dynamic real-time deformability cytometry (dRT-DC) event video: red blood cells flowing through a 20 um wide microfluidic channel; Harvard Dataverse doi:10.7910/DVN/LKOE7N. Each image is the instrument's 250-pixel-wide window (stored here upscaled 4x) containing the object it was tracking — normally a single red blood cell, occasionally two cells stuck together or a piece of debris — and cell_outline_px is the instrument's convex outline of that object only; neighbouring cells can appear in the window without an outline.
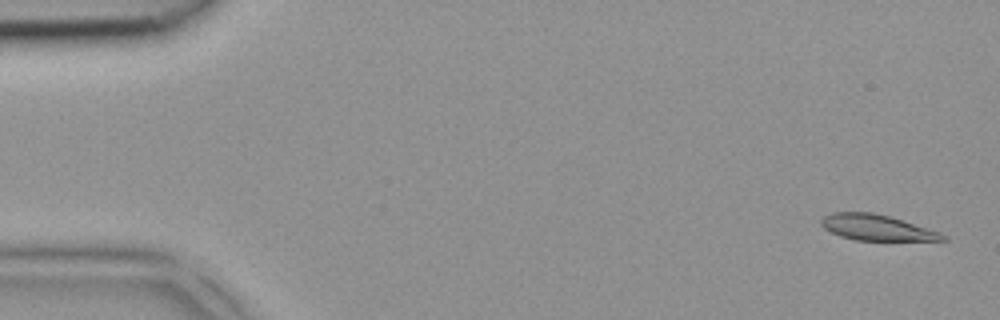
{"species": "common noctule bat (a hibernating species)", "species_latin": "Nyctalus noctula", "temperature_condition": "room temperature", "stored_images_in_passage": 3, "camera_frame_rate_fps": 3000, "um_per_image_px": 0.085, "animal": {"sex": "female", "body_mass_g": 18.4}, "frame": {"image": 1, "passage_image": 1, "time_ms": 0.0, "image_size_px": [1000, 320], "cell_outline_px": [[948, 240], [856, 240], [840, 236], [824, 228], [820, 224], [820, 220], [824, 216], [832, 212], [872, 212], [888, 216], [940, 232], [948, 236]], "centroid_in_image_um": [74.5, 19.34], "position_along_channel_um": 10.5, "area_um2": 18.03}}
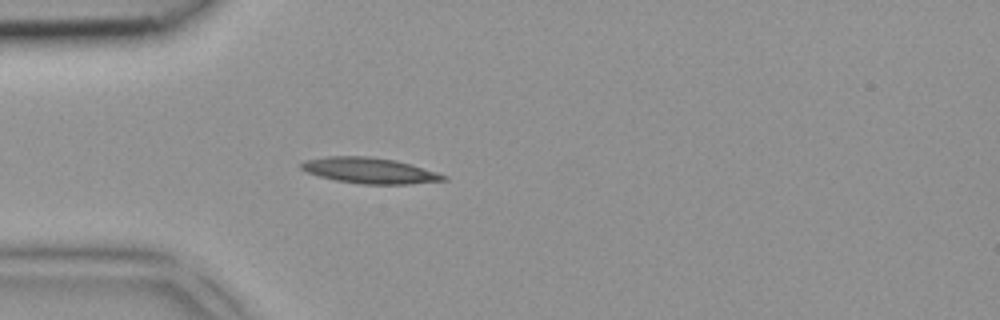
{"frame": {"image": 2, "passage_image": 3, "time_ms": 0.667, "image_size_px": [1000, 320], "cell_outline_px": [[448, 180], [412, 184], [360, 184], [336, 180], [320, 176], [308, 172], [300, 168], [300, 164], [304, 160], [328, 156], [364, 156], [396, 160], [436, 172], [448, 176]], "centroid_in_image_um": [31.43, 14.5], "position_along_channel_um": 53.6, "area_um2": 21.27}}